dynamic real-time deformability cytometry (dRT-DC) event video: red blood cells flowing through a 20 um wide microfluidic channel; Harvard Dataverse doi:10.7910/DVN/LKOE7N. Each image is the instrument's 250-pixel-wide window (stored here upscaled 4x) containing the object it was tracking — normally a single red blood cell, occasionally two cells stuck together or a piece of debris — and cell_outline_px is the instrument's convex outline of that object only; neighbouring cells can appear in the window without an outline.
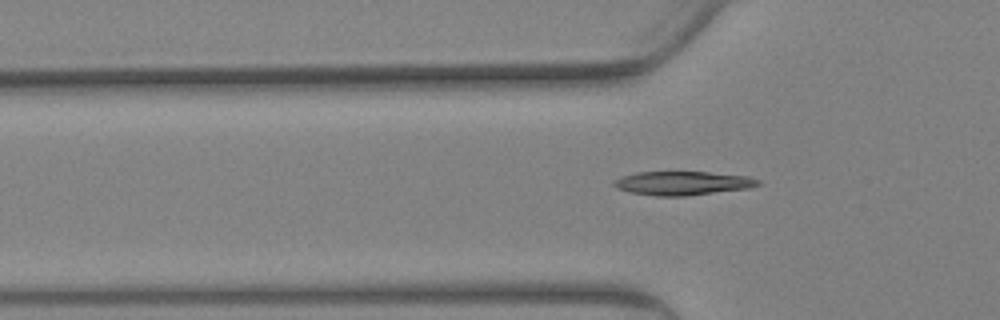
{"species": "Egyptian fruit bat (a non-hibernating species)", "species_latin": "Rousettus aegyptiacus", "temperature_condition": "warm", "stored_images_in_passage": 18, "camera_frame_rate_fps": 3000, "um_per_image_px": 0.085, "animal": {"sex": "female"}, "frame": {"image": 1, "passage_image": 11, "time_ms": 3.333, "image_size_px": [1000, 320], "cell_outline_px": [[760, 184], [748, 188], [688, 196], [656, 196], [628, 192], [616, 188], [612, 184], [620, 176], [636, 172], [708, 172], [748, 176], [760, 180]], "centroid_in_image_um": [57.99, 15.57], "position_along_channel_um": 67.8, "area_um2": 20.06}}
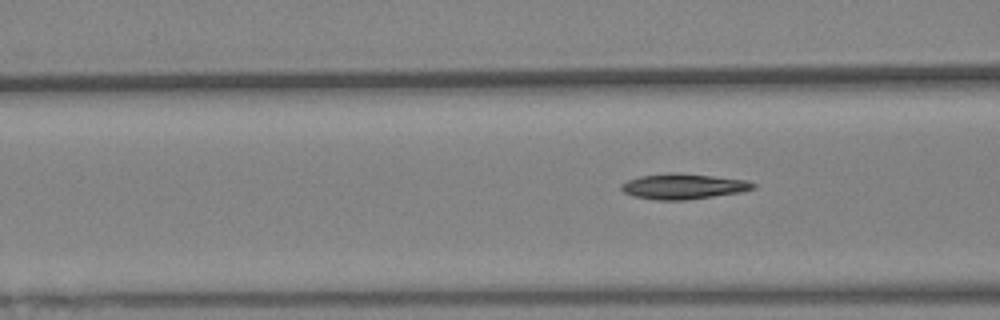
{"frame": {"image": 2, "passage_image": 16, "time_ms": 5.0, "image_size_px": [1000, 320], "cell_outline_px": [[756, 188], [740, 192], [684, 200], [656, 200], [632, 196], [624, 192], [620, 188], [620, 184], [628, 180], [640, 176], [668, 172], [676, 172], [712, 176], [744, 180], [756, 184]], "centroid_in_image_um": [58.02, 15.84], "position_along_channel_um": 108.6, "area_um2": 19.48}}